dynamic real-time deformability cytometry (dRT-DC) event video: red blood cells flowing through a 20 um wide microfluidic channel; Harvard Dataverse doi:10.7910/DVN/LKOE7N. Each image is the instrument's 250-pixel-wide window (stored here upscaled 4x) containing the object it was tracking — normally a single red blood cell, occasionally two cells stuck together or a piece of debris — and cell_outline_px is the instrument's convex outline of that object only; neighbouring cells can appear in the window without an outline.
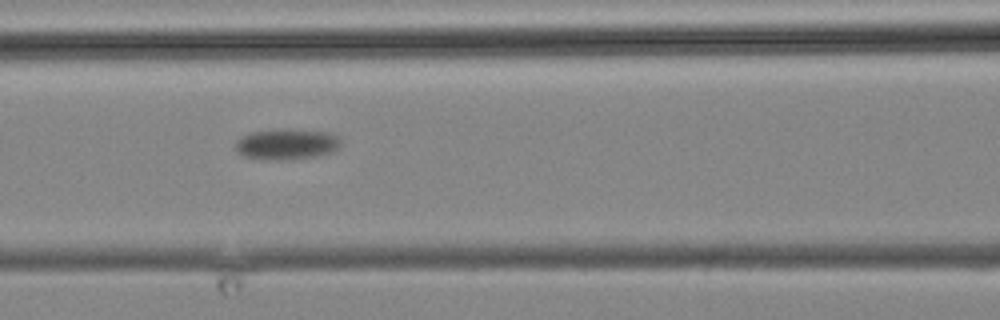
{"species": "common noctule bat (a hibernating species)", "species_latin": "Nyctalus noctula", "temperature_condition": "cold", "stored_images_in_passage": 7, "camera_frame_rate_fps": 3000, "um_per_image_px": 0.085, "animal": {"sex": "male", "body_mass_g": 19.2, "forearm_length_mm": 51.8}, "frame": {"image": 1, "passage_image": 4, "time_ms": 4.333, "image_size_px": [1000, 320], "cell_outline_px": [[340, 144], [332, 152], [316, 156], [284, 160], [272, 160], [244, 156], [236, 152], [236, 140], [240, 136], [248, 132], [280, 128], [292, 128], [332, 132], [340, 136]], "centroid_in_image_um": [24.36, 12.22], "position_along_channel_um": 142.2, "area_um2": 19.42}}
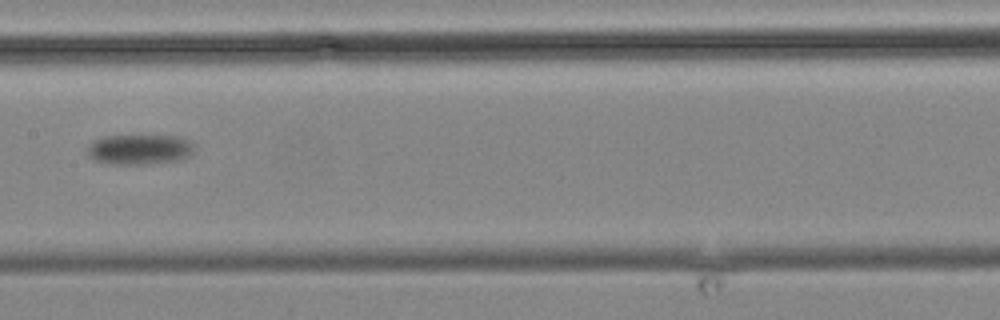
{"frame": {"image": 2, "passage_image": 5, "time_ms": 6.333, "image_size_px": [1000, 320], "cell_outline_px": [[196, 148], [188, 156], [180, 160], [144, 164], [112, 164], [96, 160], [88, 156], [88, 148], [96, 140], [104, 136], [176, 136], [192, 140]], "centroid_in_image_um": [11.93, 12.7], "position_along_channel_um": 195.5, "area_um2": 18.67}}
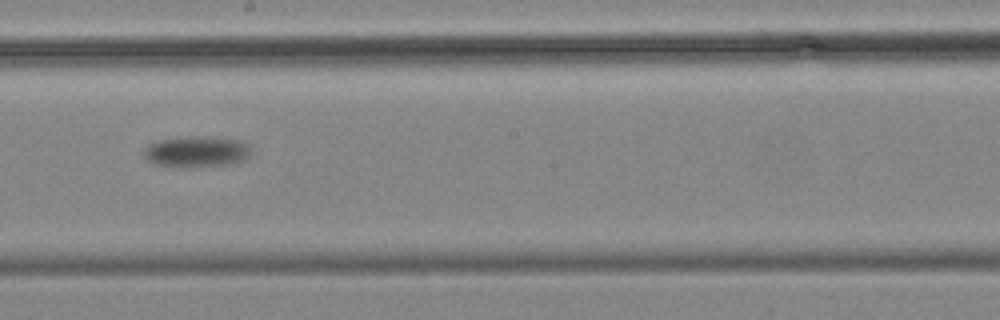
{"frame": {"image": 3, "passage_image": 6, "time_ms": 7.667, "image_size_px": [1000, 320], "cell_outline_px": [[248, 156], [244, 160], [232, 164], [188, 168], [180, 168], [152, 164], [144, 156], [144, 148], [148, 144], [156, 140], [180, 136], [200, 136], [240, 140], [248, 148]], "centroid_in_image_um": [16.6, 12.9], "position_along_channel_um": 231.6, "area_um2": 19.71}}